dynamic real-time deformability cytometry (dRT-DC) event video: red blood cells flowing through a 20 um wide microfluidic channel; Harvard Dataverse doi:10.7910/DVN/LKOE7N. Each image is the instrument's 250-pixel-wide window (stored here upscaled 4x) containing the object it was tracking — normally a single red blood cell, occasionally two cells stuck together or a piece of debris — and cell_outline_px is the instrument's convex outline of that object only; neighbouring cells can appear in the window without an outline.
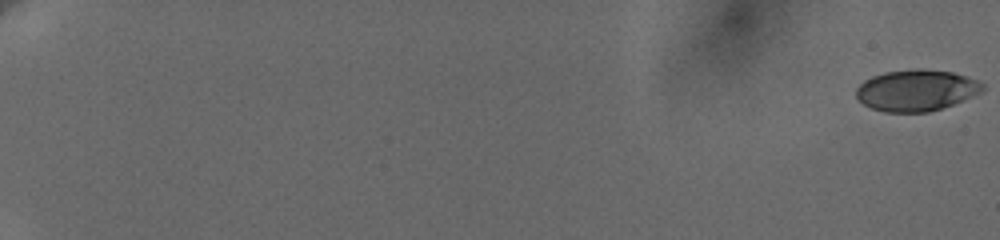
{"species": "human", "species_latin": "Homo sapiens", "temperature_condition": "cold", "stored_images_in_passage": 19, "camera_frame_rate_fps": 3000, "um_per_image_px": 0.085, "donor": {"sex": "female"}, "frame": {"image": 1, "passage_image": 1, "time_ms": 0.0, "image_size_px": [1000, 240], "cell_outline_px": [[984, 88], [980, 92], [952, 104], [928, 112], [884, 112], [872, 108], [864, 104], [856, 96], [856, 88], [864, 80], [872, 76], [884, 72], [916, 68], [920, 68], [952, 72], [968, 76], [984, 84]], "centroid_in_image_um": [77.86, 7.66], "position_along_channel_um": 7.1, "area_um2": 30.29}}
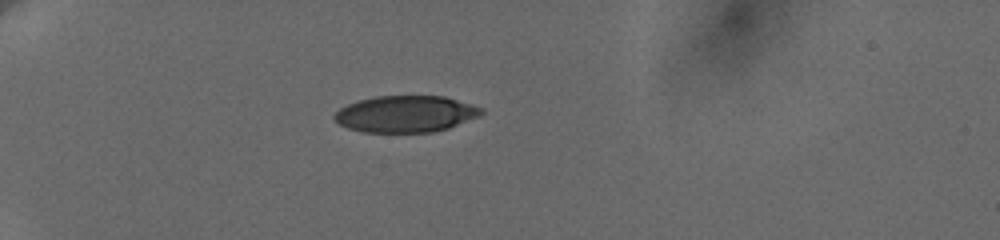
{"frame": {"image": 2, "passage_image": 14, "time_ms": 6.667, "image_size_px": [1000, 240], "cell_outline_px": [[484, 112], [480, 116], [448, 128], [432, 132], [364, 132], [348, 128], [340, 124], [332, 116], [340, 108], [348, 104], [360, 100], [376, 96], [444, 96], [472, 104], [484, 108]], "centroid_in_image_um": [34.51, 9.68], "position_along_channel_um": 50.5, "area_um2": 31.27}}
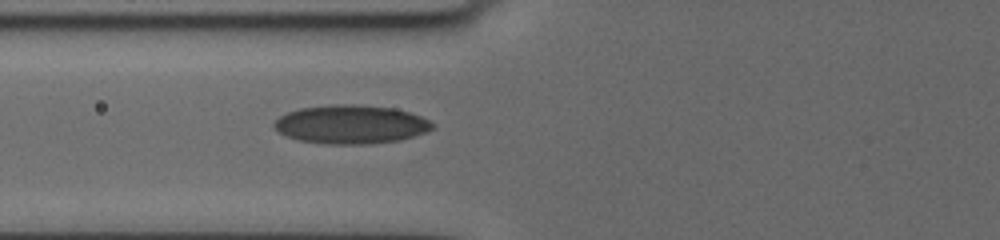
{"frame": {"image": 3, "passage_image": 19, "time_ms": 9.0, "image_size_px": [1000, 240], "cell_outline_px": [[432, 128], [424, 132], [400, 140], [372, 144], [328, 144], [300, 140], [288, 136], [280, 132], [272, 124], [280, 116], [288, 112], [300, 108], [336, 104], [340, 104], [392, 108], [408, 112], [420, 116], [428, 120], [432, 124]], "centroid_in_image_um": [29.8, 10.58], "position_along_channel_um": 96.0, "area_um2": 35.03}}